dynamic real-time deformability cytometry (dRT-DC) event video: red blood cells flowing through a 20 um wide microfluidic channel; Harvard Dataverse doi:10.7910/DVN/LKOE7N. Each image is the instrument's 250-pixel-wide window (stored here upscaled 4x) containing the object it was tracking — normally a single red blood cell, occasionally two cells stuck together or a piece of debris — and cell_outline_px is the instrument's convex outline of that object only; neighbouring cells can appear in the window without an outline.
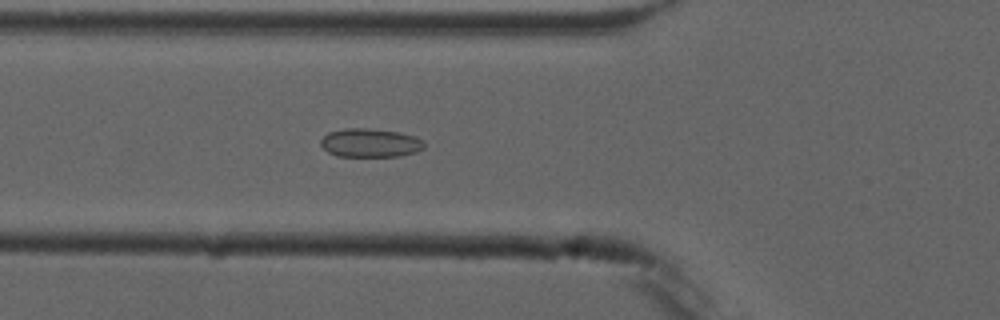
{"species": "common noctule bat (a hibernating species)", "species_latin": "Nyctalus noctula", "temperature_condition": "cold", "stored_images_in_passage": 6, "camera_frame_rate_fps": 3000, "um_per_image_px": 0.085, "animal": {"sex": "male", "forearm_length_mm": 52.5}, "frame": {"image": 1, "passage_image": 6, "time_ms": 6.0, "image_size_px": [1000, 320], "cell_outline_px": [[424, 148], [416, 152], [400, 156], [336, 156], [328, 152], [320, 144], [320, 140], [328, 132], [344, 128], [368, 128], [400, 132], [416, 136], [424, 140]], "centroid_in_image_um": [31.48, 12.13], "position_along_channel_um": 94.3, "area_um2": 17.46}}